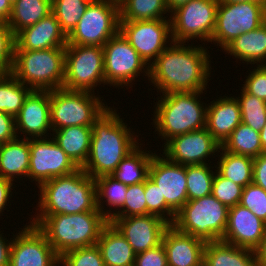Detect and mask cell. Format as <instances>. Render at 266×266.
<instances>
[{
  "label": "cell",
  "mask_w": 266,
  "mask_h": 266,
  "mask_svg": "<svg viewBox=\"0 0 266 266\" xmlns=\"http://www.w3.org/2000/svg\"><path fill=\"white\" fill-rule=\"evenodd\" d=\"M204 47L172 42L149 66V83L162 94L206 90L212 61Z\"/></svg>",
  "instance_id": "1"
},
{
  "label": "cell",
  "mask_w": 266,
  "mask_h": 266,
  "mask_svg": "<svg viewBox=\"0 0 266 266\" xmlns=\"http://www.w3.org/2000/svg\"><path fill=\"white\" fill-rule=\"evenodd\" d=\"M119 114L109 106L92 125L90 151L82 169L94 179L111 175L121 161L140 145L139 135L128 128Z\"/></svg>",
  "instance_id": "2"
},
{
  "label": "cell",
  "mask_w": 266,
  "mask_h": 266,
  "mask_svg": "<svg viewBox=\"0 0 266 266\" xmlns=\"http://www.w3.org/2000/svg\"><path fill=\"white\" fill-rule=\"evenodd\" d=\"M38 188L40 197L36 215L100 211L97 208L95 179L82 168L71 174L47 180Z\"/></svg>",
  "instance_id": "3"
},
{
  "label": "cell",
  "mask_w": 266,
  "mask_h": 266,
  "mask_svg": "<svg viewBox=\"0 0 266 266\" xmlns=\"http://www.w3.org/2000/svg\"><path fill=\"white\" fill-rule=\"evenodd\" d=\"M34 216L29 223L46 236L59 256L75 248L96 245L102 229L108 223L100 211Z\"/></svg>",
  "instance_id": "4"
},
{
  "label": "cell",
  "mask_w": 266,
  "mask_h": 266,
  "mask_svg": "<svg viewBox=\"0 0 266 266\" xmlns=\"http://www.w3.org/2000/svg\"><path fill=\"white\" fill-rule=\"evenodd\" d=\"M202 93L173 92L157 97L152 124L158 136L165 140L164 144L175 136L206 127L208 106L200 101Z\"/></svg>",
  "instance_id": "5"
},
{
  "label": "cell",
  "mask_w": 266,
  "mask_h": 266,
  "mask_svg": "<svg viewBox=\"0 0 266 266\" xmlns=\"http://www.w3.org/2000/svg\"><path fill=\"white\" fill-rule=\"evenodd\" d=\"M11 73L31 90L53 91L63 88L65 48L14 50Z\"/></svg>",
  "instance_id": "6"
},
{
  "label": "cell",
  "mask_w": 266,
  "mask_h": 266,
  "mask_svg": "<svg viewBox=\"0 0 266 266\" xmlns=\"http://www.w3.org/2000/svg\"><path fill=\"white\" fill-rule=\"evenodd\" d=\"M229 208L212 194L188 200L176 213L171 224L181 233L201 239L205 243L223 238L227 226Z\"/></svg>",
  "instance_id": "7"
},
{
  "label": "cell",
  "mask_w": 266,
  "mask_h": 266,
  "mask_svg": "<svg viewBox=\"0 0 266 266\" xmlns=\"http://www.w3.org/2000/svg\"><path fill=\"white\" fill-rule=\"evenodd\" d=\"M101 98L94 93L65 88L50 91L52 131L69 126H92L108 108Z\"/></svg>",
  "instance_id": "8"
},
{
  "label": "cell",
  "mask_w": 266,
  "mask_h": 266,
  "mask_svg": "<svg viewBox=\"0 0 266 266\" xmlns=\"http://www.w3.org/2000/svg\"><path fill=\"white\" fill-rule=\"evenodd\" d=\"M119 30V0H93L67 36V45L103 47Z\"/></svg>",
  "instance_id": "9"
},
{
  "label": "cell",
  "mask_w": 266,
  "mask_h": 266,
  "mask_svg": "<svg viewBox=\"0 0 266 266\" xmlns=\"http://www.w3.org/2000/svg\"><path fill=\"white\" fill-rule=\"evenodd\" d=\"M99 84H106L103 47L66 45L63 88L95 93Z\"/></svg>",
  "instance_id": "10"
},
{
  "label": "cell",
  "mask_w": 266,
  "mask_h": 266,
  "mask_svg": "<svg viewBox=\"0 0 266 266\" xmlns=\"http://www.w3.org/2000/svg\"><path fill=\"white\" fill-rule=\"evenodd\" d=\"M218 0H191L170 13L173 42H210L216 25Z\"/></svg>",
  "instance_id": "11"
},
{
  "label": "cell",
  "mask_w": 266,
  "mask_h": 266,
  "mask_svg": "<svg viewBox=\"0 0 266 266\" xmlns=\"http://www.w3.org/2000/svg\"><path fill=\"white\" fill-rule=\"evenodd\" d=\"M103 51L104 76L107 86L118 88L127 86V89L130 86L131 88L132 82L142 72V74L145 73L142 76H147L149 79V66L120 31L104 44Z\"/></svg>",
  "instance_id": "12"
},
{
  "label": "cell",
  "mask_w": 266,
  "mask_h": 266,
  "mask_svg": "<svg viewBox=\"0 0 266 266\" xmlns=\"http://www.w3.org/2000/svg\"><path fill=\"white\" fill-rule=\"evenodd\" d=\"M266 22V11L253 1L219 2L211 43L223 49L240 34L257 29Z\"/></svg>",
  "instance_id": "13"
},
{
  "label": "cell",
  "mask_w": 266,
  "mask_h": 266,
  "mask_svg": "<svg viewBox=\"0 0 266 266\" xmlns=\"http://www.w3.org/2000/svg\"><path fill=\"white\" fill-rule=\"evenodd\" d=\"M119 31L148 66L173 42L170 19L120 21Z\"/></svg>",
  "instance_id": "14"
},
{
  "label": "cell",
  "mask_w": 266,
  "mask_h": 266,
  "mask_svg": "<svg viewBox=\"0 0 266 266\" xmlns=\"http://www.w3.org/2000/svg\"><path fill=\"white\" fill-rule=\"evenodd\" d=\"M29 149L28 180L35 181L38 187L47 180L79 169L52 137L29 139Z\"/></svg>",
  "instance_id": "15"
},
{
  "label": "cell",
  "mask_w": 266,
  "mask_h": 266,
  "mask_svg": "<svg viewBox=\"0 0 266 266\" xmlns=\"http://www.w3.org/2000/svg\"><path fill=\"white\" fill-rule=\"evenodd\" d=\"M13 236L9 266H60V256L36 226L28 222Z\"/></svg>",
  "instance_id": "16"
},
{
  "label": "cell",
  "mask_w": 266,
  "mask_h": 266,
  "mask_svg": "<svg viewBox=\"0 0 266 266\" xmlns=\"http://www.w3.org/2000/svg\"><path fill=\"white\" fill-rule=\"evenodd\" d=\"M220 148L221 145L205 127L173 137L164 145L162 155L185 166L210 164L207 163L210 161L208 157L218 155Z\"/></svg>",
  "instance_id": "17"
},
{
  "label": "cell",
  "mask_w": 266,
  "mask_h": 266,
  "mask_svg": "<svg viewBox=\"0 0 266 266\" xmlns=\"http://www.w3.org/2000/svg\"><path fill=\"white\" fill-rule=\"evenodd\" d=\"M154 153L148 177L156 184L162 198L177 213L188 201L186 166Z\"/></svg>",
  "instance_id": "18"
},
{
  "label": "cell",
  "mask_w": 266,
  "mask_h": 266,
  "mask_svg": "<svg viewBox=\"0 0 266 266\" xmlns=\"http://www.w3.org/2000/svg\"><path fill=\"white\" fill-rule=\"evenodd\" d=\"M108 222L120 231L135 254L160 245L165 230L170 226L168 222L152 214L110 218Z\"/></svg>",
  "instance_id": "19"
},
{
  "label": "cell",
  "mask_w": 266,
  "mask_h": 266,
  "mask_svg": "<svg viewBox=\"0 0 266 266\" xmlns=\"http://www.w3.org/2000/svg\"><path fill=\"white\" fill-rule=\"evenodd\" d=\"M17 137L47 138L51 127L50 91L32 90L25 98L24 104L15 117ZM50 129V130H49ZM28 136H27V135Z\"/></svg>",
  "instance_id": "20"
},
{
  "label": "cell",
  "mask_w": 266,
  "mask_h": 266,
  "mask_svg": "<svg viewBox=\"0 0 266 266\" xmlns=\"http://www.w3.org/2000/svg\"><path fill=\"white\" fill-rule=\"evenodd\" d=\"M266 231V222L248 208L236 204L229 208L227 226L221 241L238 247L255 250Z\"/></svg>",
  "instance_id": "21"
},
{
  "label": "cell",
  "mask_w": 266,
  "mask_h": 266,
  "mask_svg": "<svg viewBox=\"0 0 266 266\" xmlns=\"http://www.w3.org/2000/svg\"><path fill=\"white\" fill-rule=\"evenodd\" d=\"M67 36L51 12L36 24L28 26L15 35L14 50H42L65 48Z\"/></svg>",
  "instance_id": "22"
},
{
  "label": "cell",
  "mask_w": 266,
  "mask_h": 266,
  "mask_svg": "<svg viewBox=\"0 0 266 266\" xmlns=\"http://www.w3.org/2000/svg\"><path fill=\"white\" fill-rule=\"evenodd\" d=\"M162 244L168 266H203L206 243L201 239L181 233L170 225L163 234Z\"/></svg>",
  "instance_id": "23"
},
{
  "label": "cell",
  "mask_w": 266,
  "mask_h": 266,
  "mask_svg": "<svg viewBox=\"0 0 266 266\" xmlns=\"http://www.w3.org/2000/svg\"><path fill=\"white\" fill-rule=\"evenodd\" d=\"M206 129L222 145L242 122L236 97L221 96L207 104Z\"/></svg>",
  "instance_id": "24"
},
{
  "label": "cell",
  "mask_w": 266,
  "mask_h": 266,
  "mask_svg": "<svg viewBox=\"0 0 266 266\" xmlns=\"http://www.w3.org/2000/svg\"><path fill=\"white\" fill-rule=\"evenodd\" d=\"M97 246L105 266H134L136 254L112 223L108 222L102 229Z\"/></svg>",
  "instance_id": "25"
},
{
  "label": "cell",
  "mask_w": 266,
  "mask_h": 266,
  "mask_svg": "<svg viewBox=\"0 0 266 266\" xmlns=\"http://www.w3.org/2000/svg\"><path fill=\"white\" fill-rule=\"evenodd\" d=\"M224 52L247 65L266 64V22L257 29L240 34L224 49ZM260 63V64H259ZM264 63V64H263Z\"/></svg>",
  "instance_id": "26"
},
{
  "label": "cell",
  "mask_w": 266,
  "mask_h": 266,
  "mask_svg": "<svg viewBox=\"0 0 266 266\" xmlns=\"http://www.w3.org/2000/svg\"><path fill=\"white\" fill-rule=\"evenodd\" d=\"M30 163L29 139L20 138L0 145V176L14 182L28 178ZM19 176V177H18ZM22 176V177H21Z\"/></svg>",
  "instance_id": "27"
},
{
  "label": "cell",
  "mask_w": 266,
  "mask_h": 266,
  "mask_svg": "<svg viewBox=\"0 0 266 266\" xmlns=\"http://www.w3.org/2000/svg\"><path fill=\"white\" fill-rule=\"evenodd\" d=\"M52 133L49 134L58 146L79 168H82L90 151L92 126H69Z\"/></svg>",
  "instance_id": "28"
},
{
  "label": "cell",
  "mask_w": 266,
  "mask_h": 266,
  "mask_svg": "<svg viewBox=\"0 0 266 266\" xmlns=\"http://www.w3.org/2000/svg\"><path fill=\"white\" fill-rule=\"evenodd\" d=\"M203 266H258L254 250L221 240L206 243Z\"/></svg>",
  "instance_id": "29"
},
{
  "label": "cell",
  "mask_w": 266,
  "mask_h": 266,
  "mask_svg": "<svg viewBox=\"0 0 266 266\" xmlns=\"http://www.w3.org/2000/svg\"><path fill=\"white\" fill-rule=\"evenodd\" d=\"M140 143L131 153H129L111 174L116 180L130 186L145 182L148 177L149 166L153 152L141 149Z\"/></svg>",
  "instance_id": "30"
},
{
  "label": "cell",
  "mask_w": 266,
  "mask_h": 266,
  "mask_svg": "<svg viewBox=\"0 0 266 266\" xmlns=\"http://www.w3.org/2000/svg\"><path fill=\"white\" fill-rule=\"evenodd\" d=\"M52 12V0H17L7 21L14 35Z\"/></svg>",
  "instance_id": "31"
},
{
  "label": "cell",
  "mask_w": 266,
  "mask_h": 266,
  "mask_svg": "<svg viewBox=\"0 0 266 266\" xmlns=\"http://www.w3.org/2000/svg\"><path fill=\"white\" fill-rule=\"evenodd\" d=\"M220 155L215 166L216 171L224 178L245 187L253 183L254 159L244 155H237L220 148Z\"/></svg>",
  "instance_id": "32"
},
{
  "label": "cell",
  "mask_w": 266,
  "mask_h": 266,
  "mask_svg": "<svg viewBox=\"0 0 266 266\" xmlns=\"http://www.w3.org/2000/svg\"><path fill=\"white\" fill-rule=\"evenodd\" d=\"M97 208L109 220L119 210L126 198L128 186L116 180L111 175L95 178ZM106 206H110L108 210ZM112 207L117 209H112ZM105 208V209H104ZM113 210V211H111Z\"/></svg>",
  "instance_id": "33"
},
{
  "label": "cell",
  "mask_w": 266,
  "mask_h": 266,
  "mask_svg": "<svg viewBox=\"0 0 266 266\" xmlns=\"http://www.w3.org/2000/svg\"><path fill=\"white\" fill-rule=\"evenodd\" d=\"M120 21H143L169 18L166 0H119Z\"/></svg>",
  "instance_id": "34"
},
{
  "label": "cell",
  "mask_w": 266,
  "mask_h": 266,
  "mask_svg": "<svg viewBox=\"0 0 266 266\" xmlns=\"http://www.w3.org/2000/svg\"><path fill=\"white\" fill-rule=\"evenodd\" d=\"M221 147L230 153L253 159L265 152L260 142V133L242 122L233 130Z\"/></svg>",
  "instance_id": "35"
},
{
  "label": "cell",
  "mask_w": 266,
  "mask_h": 266,
  "mask_svg": "<svg viewBox=\"0 0 266 266\" xmlns=\"http://www.w3.org/2000/svg\"><path fill=\"white\" fill-rule=\"evenodd\" d=\"M31 91L11 72L0 74V111L15 118Z\"/></svg>",
  "instance_id": "36"
},
{
  "label": "cell",
  "mask_w": 266,
  "mask_h": 266,
  "mask_svg": "<svg viewBox=\"0 0 266 266\" xmlns=\"http://www.w3.org/2000/svg\"><path fill=\"white\" fill-rule=\"evenodd\" d=\"M210 164L187 165V195L188 200H195L212 194V183L215 171Z\"/></svg>",
  "instance_id": "37"
},
{
  "label": "cell",
  "mask_w": 266,
  "mask_h": 266,
  "mask_svg": "<svg viewBox=\"0 0 266 266\" xmlns=\"http://www.w3.org/2000/svg\"><path fill=\"white\" fill-rule=\"evenodd\" d=\"M93 0H52V13L68 36Z\"/></svg>",
  "instance_id": "38"
},
{
  "label": "cell",
  "mask_w": 266,
  "mask_h": 266,
  "mask_svg": "<svg viewBox=\"0 0 266 266\" xmlns=\"http://www.w3.org/2000/svg\"><path fill=\"white\" fill-rule=\"evenodd\" d=\"M240 97H236L241 110L242 123L260 132L266 124V101L248 94L243 88Z\"/></svg>",
  "instance_id": "39"
},
{
  "label": "cell",
  "mask_w": 266,
  "mask_h": 266,
  "mask_svg": "<svg viewBox=\"0 0 266 266\" xmlns=\"http://www.w3.org/2000/svg\"><path fill=\"white\" fill-rule=\"evenodd\" d=\"M144 189L147 215L159 216L171 225L175 219L176 212L166 203L165 198H162L158 187L149 177L144 182Z\"/></svg>",
  "instance_id": "40"
},
{
  "label": "cell",
  "mask_w": 266,
  "mask_h": 266,
  "mask_svg": "<svg viewBox=\"0 0 266 266\" xmlns=\"http://www.w3.org/2000/svg\"><path fill=\"white\" fill-rule=\"evenodd\" d=\"M147 215L144 182L130 185L123 206L111 218Z\"/></svg>",
  "instance_id": "41"
},
{
  "label": "cell",
  "mask_w": 266,
  "mask_h": 266,
  "mask_svg": "<svg viewBox=\"0 0 266 266\" xmlns=\"http://www.w3.org/2000/svg\"><path fill=\"white\" fill-rule=\"evenodd\" d=\"M105 266L99 247L96 245L75 248L60 256V266Z\"/></svg>",
  "instance_id": "42"
},
{
  "label": "cell",
  "mask_w": 266,
  "mask_h": 266,
  "mask_svg": "<svg viewBox=\"0 0 266 266\" xmlns=\"http://www.w3.org/2000/svg\"><path fill=\"white\" fill-rule=\"evenodd\" d=\"M244 187L224 178L217 171L212 183V195L226 207L231 208L241 201Z\"/></svg>",
  "instance_id": "43"
},
{
  "label": "cell",
  "mask_w": 266,
  "mask_h": 266,
  "mask_svg": "<svg viewBox=\"0 0 266 266\" xmlns=\"http://www.w3.org/2000/svg\"><path fill=\"white\" fill-rule=\"evenodd\" d=\"M266 222V191L254 183L244 187L240 203Z\"/></svg>",
  "instance_id": "44"
},
{
  "label": "cell",
  "mask_w": 266,
  "mask_h": 266,
  "mask_svg": "<svg viewBox=\"0 0 266 266\" xmlns=\"http://www.w3.org/2000/svg\"><path fill=\"white\" fill-rule=\"evenodd\" d=\"M15 35L6 21L0 20V74L9 73L14 63Z\"/></svg>",
  "instance_id": "45"
},
{
  "label": "cell",
  "mask_w": 266,
  "mask_h": 266,
  "mask_svg": "<svg viewBox=\"0 0 266 266\" xmlns=\"http://www.w3.org/2000/svg\"><path fill=\"white\" fill-rule=\"evenodd\" d=\"M243 82V89L253 96L266 101V67L259 65L254 67Z\"/></svg>",
  "instance_id": "46"
},
{
  "label": "cell",
  "mask_w": 266,
  "mask_h": 266,
  "mask_svg": "<svg viewBox=\"0 0 266 266\" xmlns=\"http://www.w3.org/2000/svg\"><path fill=\"white\" fill-rule=\"evenodd\" d=\"M134 266H168L163 244L136 254Z\"/></svg>",
  "instance_id": "47"
},
{
  "label": "cell",
  "mask_w": 266,
  "mask_h": 266,
  "mask_svg": "<svg viewBox=\"0 0 266 266\" xmlns=\"http://www.w3.org/2000/svg\"><path fill=\"white\" fill-rule=\"evenodd\" d=\"M17 138L15 118L0 111V144Z\"/></svg>",
  "instance_id": "48"
},
{
  "label": "cell",
  "mask_w": 266,
  "mask_h": 266,
  "mask_svg": "<svg viewBox=\"0 0 266 266\" xmlns=\"http://www.w3.org/2000/svg\"><path fill=\"white\" fill-rule=\"evenodd\" d=\"M253 183L266 191V152L254 158Z\"/></svg>",
  "instance_id": "49"
},
{
  "label": "cell",
  "mask_w": 266,
  "mask_h": 266,
  "mask_svg": "<svg viewBox=\"0 0 266 266\" xmlns=\"http://www.w3.org/2000/svg\"><path fill=\"white\" fill-rule=\"evenodd\" d=\"M15 183L10 180L4 179L0 176V214L6 210V206L10 203L9 199L12 197V191ZM8 202V203H7ZM1 216V215H0Z\"/></svg>",
  "instance_id": "50"
},
{
  "label": "cell",
  "mask_w": 266,
  "mask_h": 266,
  "mask_svg": "<svg viewBox=\"0 0 266 266\" xmlns=\"http://www.w3.org/2000/svg\"><path fill=\"white\" fill-rule=\"evenodd\" d=\"M3 234L0 231V266H9L13 238L8 241L7 238L3 237Z\"/></svg>",
  "instance_id": "51"
},
{
  "label": "cell",
  "mask_w": 266,
  "mask_h": 266,
  "mask_svg": "<svg viewBox=\"0 0 266 266\" xmlns=\"http://www.w3.org/2000/svg\"><path fill=\"white\" fill-rule=\"evenodd\" d=\"M258 266H266V231L260 245L254 250Z\"/></svg>",
  "instance_id": "52"
},
{
  "label": "cell",
  "mask_w": 266,
  "mask_h": 266,
  "mask_svg": "<svg viewBox=\"0 0 266 266\" xmlns=\"http://www.w3.org/2000/svg\"><path fill=\"white\" fill-rule=\"evenodd\" d=\"M12 12V5L8 0H0V20L8 21Z\"/></svg>",
  "instance_id": "53"
},
{
  "label": "cell",
  "mask_w": 266,
  "mask_h": 266,
  "mask_svg": "<svg viewBox=\"0 0 266 266\" xmlns=\"http://www.w3.org/2000/svg\"><path fill=\"white\" fill-rule=\"evenodd\" d=\"M191 0H166L167 7L170 13L181 5L188 3Z\"/></svg>",
  "instance_id": "54"
},
{
  "label": "cell",
  "mask_w": 266,
  "mask_h": 266,
  "mask_svg": "<svg viewBox=\"0 0 266 266\" xmlns=\"http://www.w3.org/2000/svg\"><path fill=\"white\" fill-rule=\"evenodd\" d=\"M260 142L262 145L263 150L266 152V124L260 130Z\"/></svg>",
  "instance_id": "55"
},
{
  "label": "cell",
  "mask_w": 266,
  "mask_h": 266,
  "mask_svg": "<svg viewBox=\"0 0 266 266\" xmlns=\"http://www.w3.org/2000/svg\"><path fill=\"white\" fill-rule=\"evenodd\" d=\"M221 3H242V2H248L252 0H218Z\"/></svg>",
  "instance_id": "56"
},
{
  "label": "cell",
  "mask_w": 266,
  "mask_h": 266,
  "mask_svg": "<svg viewBox=\"0 0 266 266\" xmlns=\"http://www.w3.org/2000/svg\"><path fill=\"white\" fill-rule=\"evenodd\" d=\"M252 1L266 11V0H252Z\"/></svg>",
  "instance_id": "57"
},
{
  "label": "cell",
  "mask_w": 266,
  "mask_h": 266,
  "mask_svg": "<svg viewBox=\"0 0 266 266\" xmlns=\"http://www.w3.org/2000/svg\"><path fill=\"white\" fill-rule=\"evenodd\" d=\"M10 2V4L13 6L14 3L17 1V0H8Z\"/></svg>",
  "instance_id": "58"
}]
</instances>
